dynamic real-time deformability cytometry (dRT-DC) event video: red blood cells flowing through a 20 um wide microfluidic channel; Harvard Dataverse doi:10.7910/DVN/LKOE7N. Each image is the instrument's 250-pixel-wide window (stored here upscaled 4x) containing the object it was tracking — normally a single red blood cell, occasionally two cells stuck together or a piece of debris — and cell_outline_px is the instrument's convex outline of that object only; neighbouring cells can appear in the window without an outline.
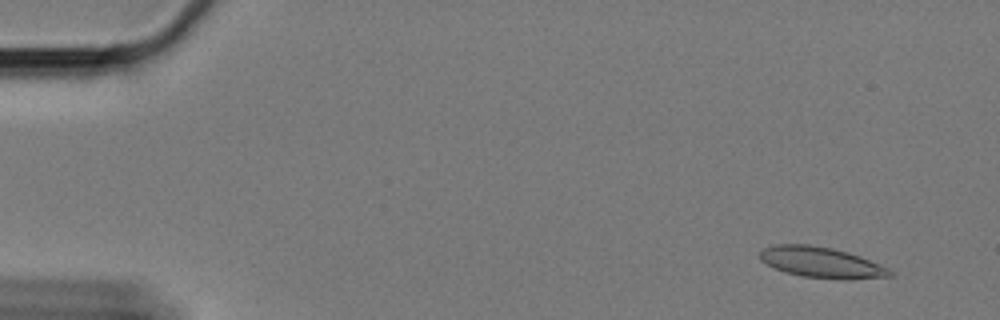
{"species": "Egyptian fruit bat (a non-hibernating species)", "species_latin": "Rousettus aegyptiacus", "temperature_condition": "cold", "stored_images_in_passage": 62, "camera_frame_rate_fps": 3000, "um_per_image_px": 0.085, "animal": {"sex": "female"}, "frame": {"image": 1, "passage_image": 5, "time_ms": 1.333, "image_size_px": [1000, 320], "cell_outline_px": [[896, 272], [892, 276], [844, 280], [840, 280], [804, 276], [788, 272], [776, 268], [760, 260], [760, 252], [764, 248], [772, 244], [808, 244], [832, 248], [848, 252], [860, 256], [888, 268]], "centroid_in_image_um": [69.85, 22.3], "position_along_channel_um": 15.1, "area_um2": 23.24}}
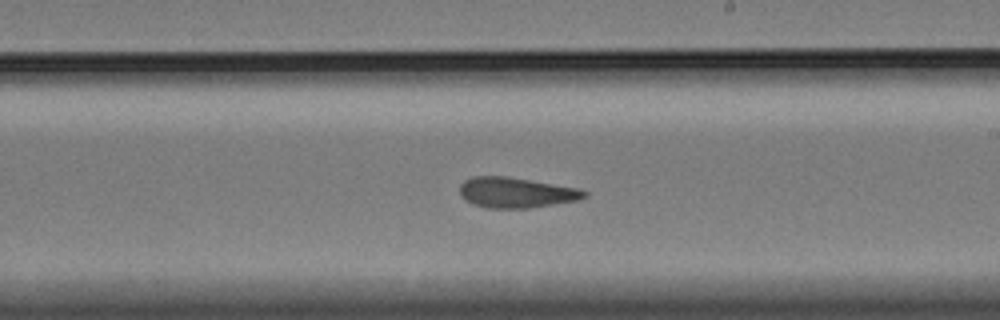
{"frame": {"image": 2, "passage_image": 36, "time_ms": 11.667, "image_size_px": [1000, 320], "cell_outline_px": [[588, 196], [576, 200], [528, 208], [488, 208], [472, 204], [464, 200], [460, 196], [460, 184], [464, 180], [472, 176], [508, 176], [580, 188], [588, 192]], "centroid_in_image_um": [43.84, 16.36], "position_along_channel_um": 245.2, "area_um2": 22.25}}
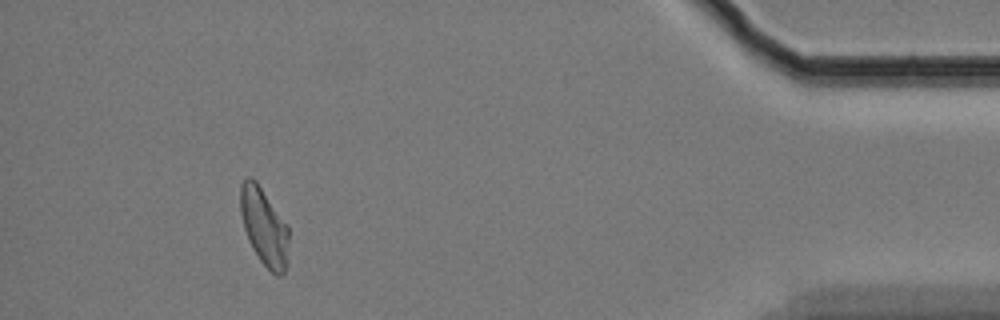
{"frame": {"image": 3, "passage_image": 56, "time_ms": 18.333, "image_size_px": [1000, 320], "cell_outline_px": [[288, 264], [284, 272], [280, 276], [276, 276], [260, 260], [252, 248], [248, 240], [244, 228], [240, 212], [240, 184], [248, 176], [252, 176], [256, 180], [288, 224]], "centroid_in_image_um": [22.46, 19.26], "position_along_channel_um": 412.7, "area_um2": 22.14}, "authors_computed_cell_mechanics": {"area_um2": 22.542, "velocity_mm_per_s": 3.3324, "shape_relaxation_time_tau1_ms": null, "shape_relaxation_time_tau2_ms": 3.488, "deformation_change_tau1": null, "deformation_change_tau2": 0.1045}}